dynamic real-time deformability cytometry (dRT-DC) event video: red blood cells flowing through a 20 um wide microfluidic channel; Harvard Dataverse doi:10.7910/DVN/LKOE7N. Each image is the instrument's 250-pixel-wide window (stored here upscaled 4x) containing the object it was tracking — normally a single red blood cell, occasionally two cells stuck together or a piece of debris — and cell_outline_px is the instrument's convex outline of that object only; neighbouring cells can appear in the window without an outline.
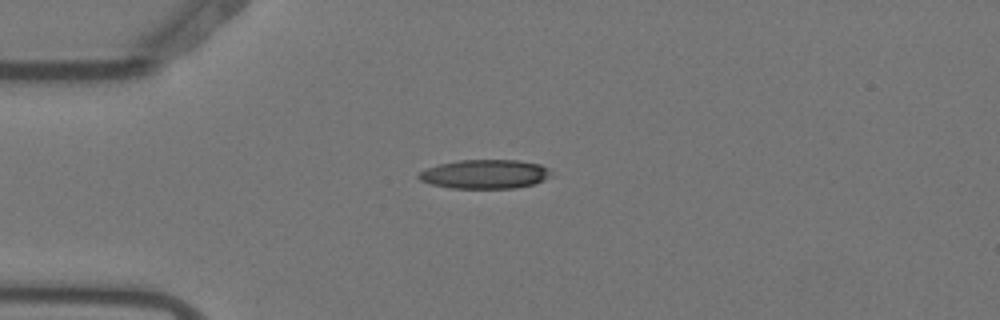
{"species": "Egyptian fruit bat (a non-hibernating species)", "species_latin": "Rousettus aegyptiacus", "temperature_condition": "warm", "stored_images_in_passage": 4, "camera_frame_rate_fps": 3000, "um_per_image_px": 0.085, "animal": {"sex": "female"}, "frame": {"image": 1, "passage_image": 4, "time_ms": 1.0, "image_size_px": [1000, 320], "cell_outline_px": [[552, 176], [544, 180], [532, 184], [516, 188], [452, 188], [432, 184], [420, 180], [416, 176], [420, 172], [428, 168], [440, 164], [456, 160], [520, 160], [540, 164], [548, 168], [552, 172]], "centroid_in_image_um": [41.25, 14.79], "position_along_channel_um": 43.7, "area_um2": 22.43}}